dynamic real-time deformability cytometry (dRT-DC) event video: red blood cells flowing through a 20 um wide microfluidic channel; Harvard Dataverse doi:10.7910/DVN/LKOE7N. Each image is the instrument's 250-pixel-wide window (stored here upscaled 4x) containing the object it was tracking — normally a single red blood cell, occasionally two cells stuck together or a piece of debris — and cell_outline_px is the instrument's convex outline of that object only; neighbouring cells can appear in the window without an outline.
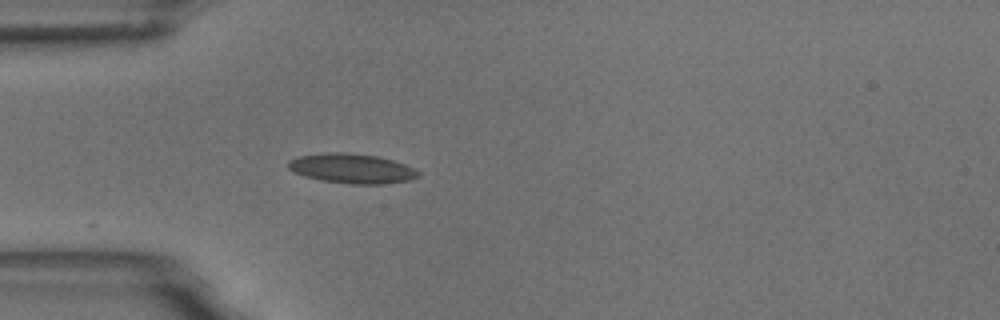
{"species": "common noctule bat (a hibernating species)", "species_latin": "Nyctalus noctula", "temperature_condition": "room temperature", "stored_images_in_passage": 40, "camera_frame_rate_fps": 3000, "um_per_image_px": 0.085, "animal": {"sex": "male", "body_mass_g": 18.8}, "frame": {"image": 1, "passage_image": 1, "time_ms": 0.0, "image_size_px": [1000, 320], "cell_outline_px": [[420, 176], [408, 180], [384, 184], [352, 184], [320, 180], [304, 176], [288, 168], [288, 160], [296, 156], [324, 152], [348, 152], [376, 156], [392, 160], [404, 164], [420, 172]], "centroid_in_image_um": [29.87, 14.31], "position_along_channel_um": 55.1, "area_um2": 22.54}}
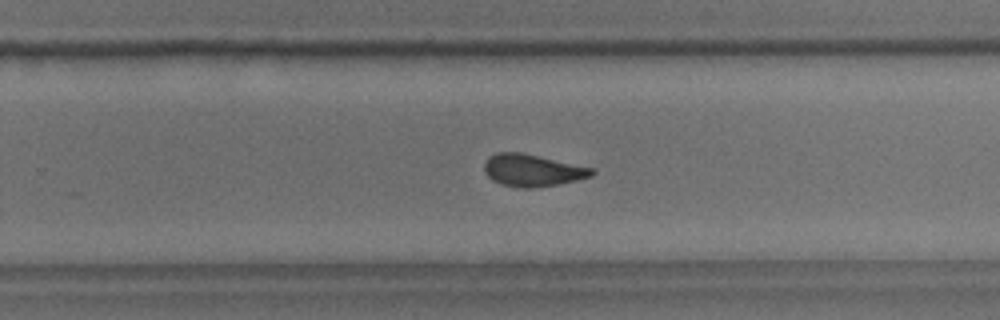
{"frame": {"image": 2, "passage_image": 20, "time_ms": 6.333, "image_size_px": [1000, 320], "cell_outline_px": [[596, 172], [592, 176], [576, 180], [556, 184], [532, 188], [520, 188], [500, 184], [492, 180], [484, 172], [484, 164], [488, 156], [496, 152], [520, 152], [592, 168]], "centroid_in_image_um": [45.2, 14.48], "position_along_channel_um": 284.6, "area_um2": 20.0}}
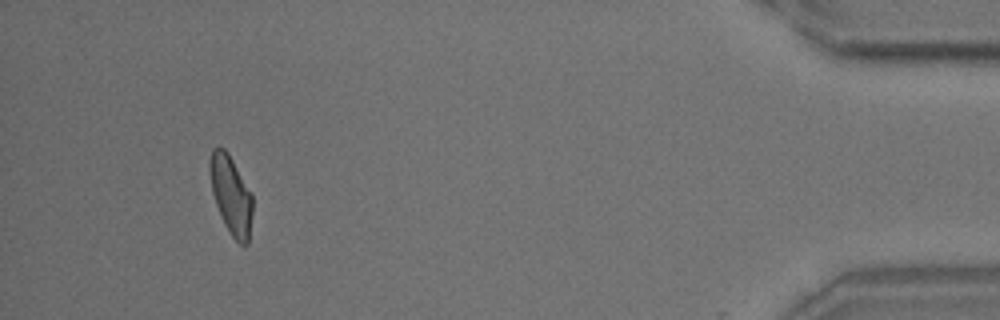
{"frame": {"image": 3, "passage_image": 36, "time_ms": 11.667, "image_size_px": [1000, 320], "cell_outline_px": [[252, 212], [248, 244], [240, 244], [228, 232], [224, 224], [216, 204], [212, 192], [208, 168], [208, 160], [212, 148], [224, 148], [228, 152], [252, 192]], "centroid_in_image_um": [19.62, 16.54], "position_along_channel_um": 415.6, "area_um2": 19.77}, "authors_computed_cell_mechanics": {"area_um2": 20.3456, "velocity_mm_per_s": 3.7112, "shape_relaxation_time_tau1_ms": null, "shape_relaxation_time_tau2_ms": 1.9687, "deformation_change_tau1": null, "deformation_change_tau2": 0.0833}}